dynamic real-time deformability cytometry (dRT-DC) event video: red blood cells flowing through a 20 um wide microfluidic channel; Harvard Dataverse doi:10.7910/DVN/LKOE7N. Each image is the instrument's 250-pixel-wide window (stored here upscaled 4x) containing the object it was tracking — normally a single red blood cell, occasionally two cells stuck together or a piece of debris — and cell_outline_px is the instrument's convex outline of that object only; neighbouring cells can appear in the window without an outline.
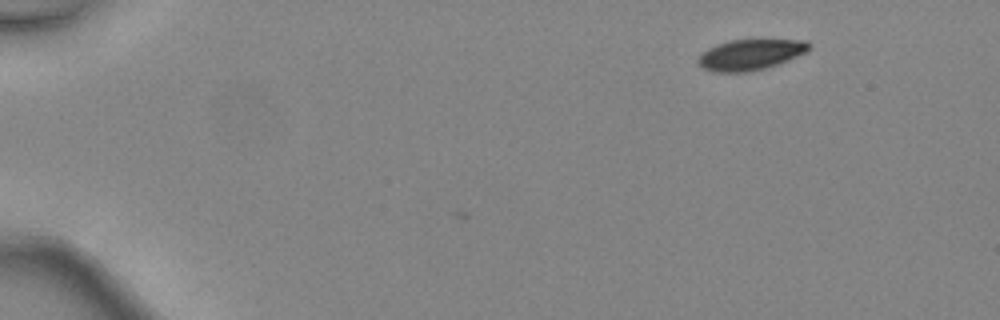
{"species": "common noctule bat (a hibernating species)", "species_latin": "Nyctalus noctula", "temperature_condition": "warm", "stored_images_in_passage": 6, "camera_frame_rate_fps": 3000, "um_per_image_px": 0.085, "animal": {"sex": "female", "body_mass_g": 24.6, "forearm_length_mm": 56.2}, "frame": {"image": 1, "passage_image": 6, "time_ms": 1.667, "image_size_px": [1000, 320], "cell_outline_px": [[812, 48], [808, 52], [788, 60], [764, 68], [748, 72], [716, 72], [704, 68], [696, 60], [700, 52], [716, 44], [728, 40], [808, 40], [812, 44]], "centroid_in_image_um": [63.8, 4.63], "position_along_channel_um": 21.2, "area_um2": 20.0}}